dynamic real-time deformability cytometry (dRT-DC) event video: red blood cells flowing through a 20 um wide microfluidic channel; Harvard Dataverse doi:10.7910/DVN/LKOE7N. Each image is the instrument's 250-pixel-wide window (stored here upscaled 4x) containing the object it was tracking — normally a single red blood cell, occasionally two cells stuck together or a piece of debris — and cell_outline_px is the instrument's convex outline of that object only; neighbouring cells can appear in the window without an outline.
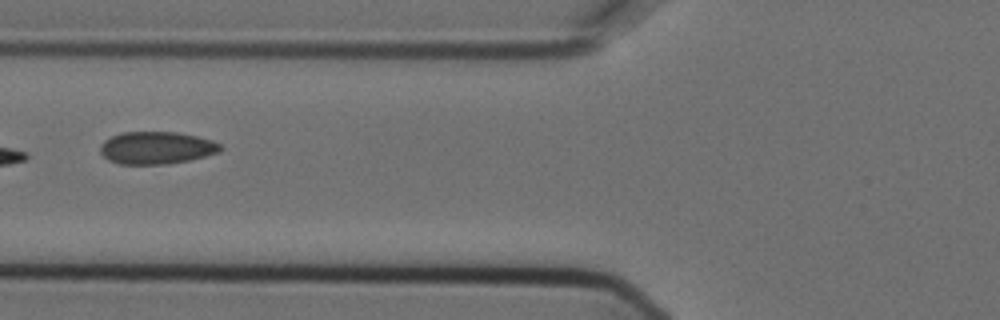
{"species": "Egyptian fruit bat (a non-hibernating species)", "species_latin": "Rousettus aegyptiacus", "temperature_condition": "cold", "stored_images_in_passage": 7, "camera_frame_rate_fps": 3000, "um_per_image_px": 0.085, "animal": {"sex": "female"}, "frame": {"image": 1, "passage_image": 7, "time_ms": 2.0, "image_size_px": [1000, 320], "cell_outline_px": [[224, 148], [220, 152], [188, 160], [168, 164], [120, 164], [108, 160], [100, 152], [100, 144], [104, 140], [120, 132], [176, 132], [196, 136], [212, 140], [220, 144]], "centroid_in_image_um": [13.29, 12.56], "position_along_channel_um": 112.5, "area_um2": 22.77}}